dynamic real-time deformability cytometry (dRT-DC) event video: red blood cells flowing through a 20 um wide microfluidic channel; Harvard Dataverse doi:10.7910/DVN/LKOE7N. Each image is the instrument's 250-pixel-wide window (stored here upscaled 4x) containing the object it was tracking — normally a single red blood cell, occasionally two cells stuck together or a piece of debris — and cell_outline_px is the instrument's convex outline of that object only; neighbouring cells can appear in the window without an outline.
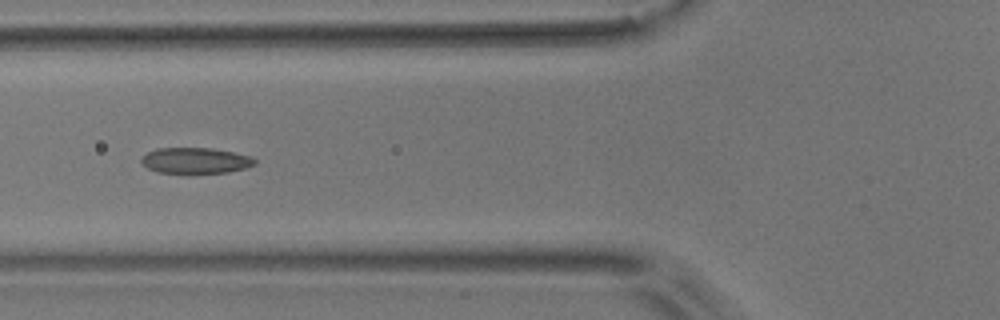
{"species": "common noctule bat (a hibernating species)", "species_latin": "Nyctalus noctula", "temperature_condition": "room temperature", "stored_images_in_passage": 5, "camera_frame_rate_fps": 3000, "um_per_image_px": 0.085, "animal": {"sex": "male", "body_mass_g": 17.9}, "frame": {"image": 1, "passage_image": 4, "time_ms": 3.667, "image_size_px": [1000, 320], "cell_outline_px": [[256, 164], [244, 168], [228, 172], [188, 176], [156, 172], [148, 168], [140, 160], [148, 152], [156, 148], [212, 148], [252, 156], [256, 160]], "centroid_in_image_um": [16.61, 13.69], "position_along_channel_um": 109.2, "area_um2": 17.8}}
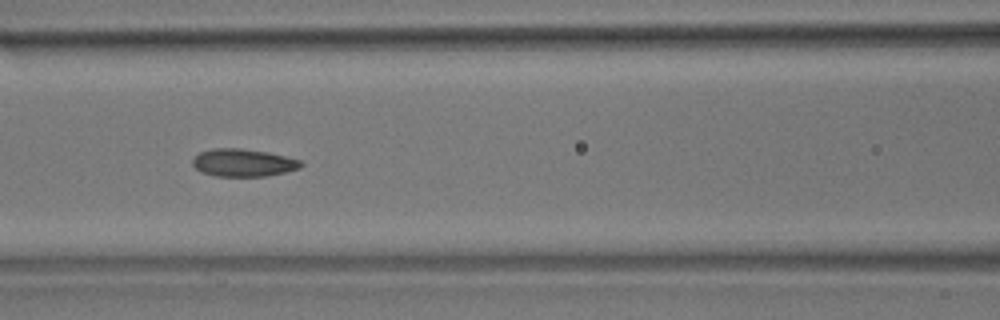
{"frame": {"image": 2, "passage_image": 5, "time_ms": 4.667, "image_size_px": [1000, 320], "cell_outline_px": [[304, 164], [300, 168], [284, 172], [264, 176], [216, 176], [200, 172], [192, 164], [192, 160], [200, 152], [212, 148], [240, 148], [268, 152], [300, 160]], "centroid_in_image_um": [20.66, 13.83], "position_along_channel_um": 145.9, "area_um2": 17.4}}